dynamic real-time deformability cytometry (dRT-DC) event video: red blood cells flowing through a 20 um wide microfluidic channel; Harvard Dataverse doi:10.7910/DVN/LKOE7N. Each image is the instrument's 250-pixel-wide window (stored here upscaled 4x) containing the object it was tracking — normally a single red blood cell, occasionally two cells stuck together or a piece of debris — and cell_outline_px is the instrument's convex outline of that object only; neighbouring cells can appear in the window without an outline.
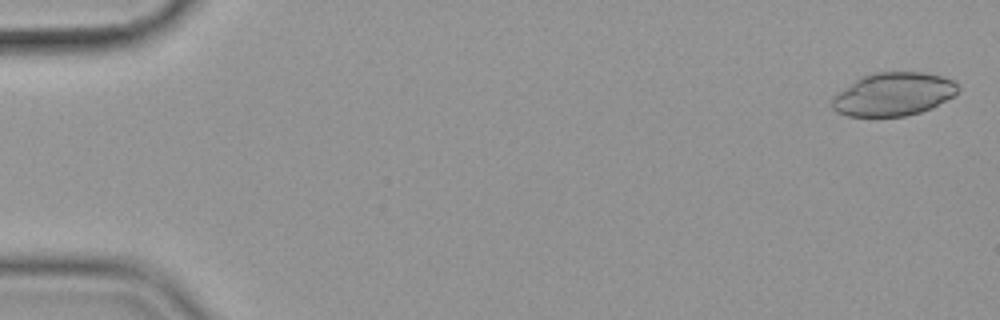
{"species": "common noctule bat (a hibernating species)", "species_latin": "Nyctalus noctula", "temperature_condition": "cold", "stored_images_in_passage": 56, "camera_frame_rate_fps": 3000, "um_per_image_px": 0.085, "animal": {"sex": "female", "body_mass_g": 19.9}, "frame": {"image": 1, "passage_image": 2, "time_ms": 0.333, "image_size_px": [1000, 320], "cell_outline_px": [[960, 88], [956, 96], [932, 108], [920, 112], [904, 116], [872, 120], [848, 116], [836, 112], [832, 108], [832, 96], [860, 76], [876, 72], [924, 72], [944, 76], [956, 80]], "centroid_in_image_um": [75.94, 8.04], "position_along_channel_um": 9.1, "area_um2": 33.06}}